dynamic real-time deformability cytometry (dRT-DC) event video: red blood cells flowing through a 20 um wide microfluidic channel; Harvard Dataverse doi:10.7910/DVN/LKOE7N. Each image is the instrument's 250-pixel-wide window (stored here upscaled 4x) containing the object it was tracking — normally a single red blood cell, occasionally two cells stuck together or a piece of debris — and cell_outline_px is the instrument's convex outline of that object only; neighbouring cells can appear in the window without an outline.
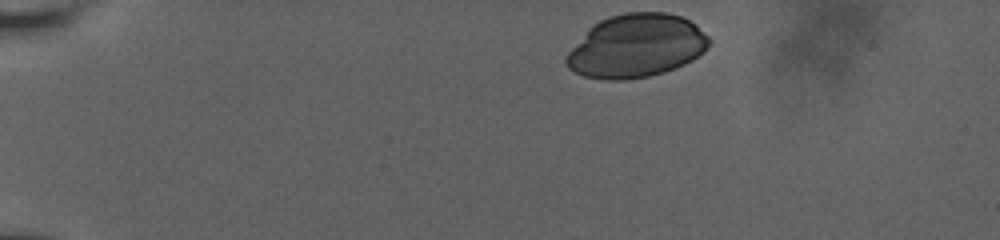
{"species": "human", "species_latin": "Homo sapiens", "temperature_condition": "room temperature", "stored_images_in_passage": 42, "camera_frame_rate_fps": 3000, "um_per_image_px": 0.085, "donor": {"sex": "male"}, "frame": {"image": 1, "passage_image": 1, "time_ms": 0.0, "image_size_px": [1000, 240], "cell_outline_px": [[708, 44], [704, 52], [692, 60], [684, 64], [664, 72], [648, 76], [624, 80], [604, 80], [584, 76], [568, 68], [564, 64], [564, 60], [568, 52], [588, 28], [592, 24], [608, 16], [624, 12], [668, 12], [680, 16], [696, 24], [708, 36]], "centroid_in_image_um": [54.05, 3.9], "position_along_channel_um": 31.0, "area_um2": 52.77}}
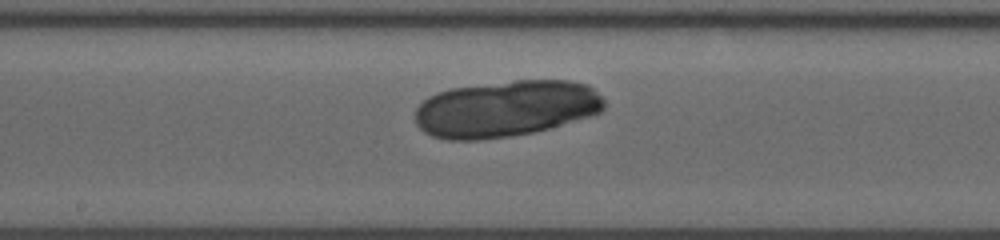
{"frame": {"image": 2, "passage_image": 23, "time_ms": 7.333, "image_size_px": [1000, 240], "cell_outline_px": [[604, 108], [600, 112], [588, 116], [548, 128], [532, 132], [508, 136], [480, 140], [448, 140], [432, 136], [424, 132], [416, 124], [416, 108], [428, 96], [436, 92], [452, 88], [516, 80], [568, 80], [588, 84], [604, 100]], "centroid_in_image_um": [42.96, 9.23], "position_along_channel_um": 205.2, "area_um2": 61.9}}
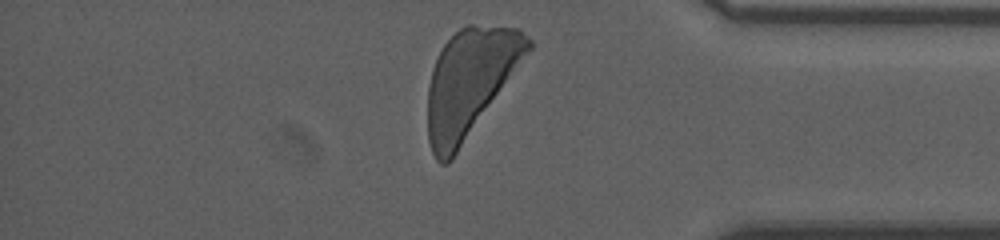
{"frame": {"image": 3, "passage_image": 40, "time_ms": 13.0, "image_size_px": [1000, 240], "cell_outline_px": [[532, 48], [452, 160], [448, 164], [440, 164], [436, 160], [432, 152], [428, 140], [428, 84], [432, 68], [444, 44], [460, 28], [468, 24], [472, 24], [516, 28], [528, 36], [532, 40]], "centroid_in_image_um": [39.93, 7.01], "position_along_channel_um": 395.3, "area_um2": 62.14}}